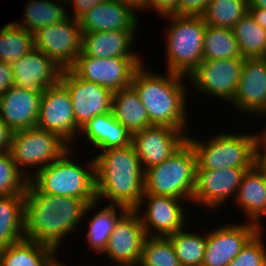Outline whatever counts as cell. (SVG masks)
Wrapping results in <instances>:
<instances>
[{
	"instance_id": "6da1fadb",
	"label": "cell",
	"mask_w": 266,
	"mask_h": 266,
	"mask_svg": "<svg viewBox=\"0 0 266 266\" xmlns=\"http://www.w3.org/2000/svg\"><path fill=\"white\" fill-rule=\"evenodd\" d=\"M24 199V238L48 246L54 251L59 250L64 237L73 232L86 214L99 205L97 200L86 204L77 198L43 193L30 182L27 184Z\"/></svg>"
},
{
	"instance_id": "7a4b0ae2",
	"label": "cell",
	"mask_w": 266,
	"mask_h": 266,
	"mask_svg": "<svg viewBox=\"0 0 266 266\" xmlns=\"http://www.w3.org/2000/svg\"><path fill=\"white\" fill-rule=\"evenodd\" d=\"M95 156L96 200L136 210L144 194V170L133 144Z\"/></svg>"
},
{
	"instance_id": "3957f363",
	"label": "cell",
	"mask_w": 266,
	"mask_h": 266,
	"mask_svg": "<svg viewBox=\"0 0 266 266\" xmlns=\"http://www.w3.org/2000/svg\"><path fill=\"white\" fill-rule=\"evenodd\" d=\"M142 64L134 73L131 85L146 108L152 125H165L185 132L187 126L186 76L167 72L166 76L145 70Z\"/></svg>"
},
{
	"instance_id": "277c9868",
	"label": "cell",
	"mask_w": 266,
	"mask_h": 266,
	"mask_svg": "<svg viewBox=\"0 0 266 266\" xmlns=\"http://www.w3.org/2000/svg\"><path fill=\"white\" fill-rule=\"evenodd\" d=\"M72 146L57 160L40 169L29 182L40 192L60 197L83 200L86 204L96 200L95 159L90 160L87 169L71 159Z\"/></svg>"
},
{
	"instance_id": "5b68a950",
	"label": "cell",
	"mask_w": 266,
	"mask_h": 266,
	"mask_svg": "<svg viewBox=\"0 0 266 266\" xmlns=\"http://www.w3.org/2000/svg\"><path fill=\"white\" fill-rule=\"evenodd\" d=\"M196 167L195 151L186 140L167 160L144 171V194L170 196L192 202Z\"/></svg>"
},
{
	"instance_id": "8992f818",
	"label": "cell",
	"mask_w": 266,
	"mask_h": 266,
	"mask_svg": "<svg viewBox=\"0 0 266 266\" xmlns=\"http://www.w3.org/2000/svg\"><path fill=\"white\" fill-rule=\"evenodd\" d=\"M166 30L167 71L190 76L203 60L205 21L202 15L163 16Z\"/></svg>"
},
{
	"instance_id": "52a82bcc",
	"label": "cell",
	"mask_w": 266,
	"mask_h": 266,
	"mask_svg": "<svg viewBox=\"0 0 266 266\" xmlns=\"http://www.w3.org/2000/svg\"><path fill=\"white\" fill-rule=\"evenodd\" d=\"M259 134L220 133L210 140L187 137L196 154V170L252 168L256 164Z\"/></svg>"
},
{
	"instance_id": "ba28073f",
	"label": "cell",
	"mask_w": 266,
	"mask_h": 266,
	"mask_svg": "<svg viewBox=\"0 0 266 266\" xmlns=\"http://www.w3.org/2000/svg\"><path fill=\"white\" fill-rule=\"evenodd\" d=\"M69 148L70 146L58 135L35 126L14 132L10 154L16 167L30 179ZM29 166L36 168L32 171L33 174L26 171Z\"/></svg>"
},
{
	"instance_id": "9c48e42d",
	"label": "cell",
	"mask_w": 266,
	"mask_h": 266,
	"mask_svg": "<svg viewBox=\"0 0 266 266\" xmlns=\"http://www.w3.org/2000/svg\"><path fill=\"white\" fill-rule=\"evenodd\" d=\"M142 58H97L85 56L77 57L70 68L78 77L112 91H119L131 85L134 73L142 65Z\"/></svg>"
},
{
	"instance_id": "30bf717a",
	"label": "cell",
	"mask_w": 266,
	"mask_h": 266,
	"mask_svg": "<svg viewBox=\"0 0 266 266\" xmlns=\"http://www.w3.org/2000/svg\"><path fill=\"white\" fill-rule=\"evenodd\" d=\"M34 48L52 59L61 69H70L81 53L82 31L79 22L68 15L60 23L33 33Z\"/></svg>"
},
{
	"instance_id": "8fae6325",
	"label": "cell",
	"mask_w": 266,
	"mask_h": 266,
	"mask_svg": "<svg viewBox=\"0 0 266 266\" xmlns=\"http://www.w3.org/2000/svg\"><path fill=\"white\" fill-rule=\"evenodd\" d=\"M36 126L58 135L69 146L80 133L69 91L61 81L42 92Z\"/></svg>"
},
{
	"instance_id": "7c38bea8",
	"label": "cell",
	"mask_w": 266,
	"mask_h": 266,
	"mask_svg": "<svg viewBox=\"0 0 266 266\" xmlns=\"http://www.w3.org/2000/svg\"><path fill=\"white\" fill-rule=\"evenodd\" d=\"M243 57L202 60L188 77L198 93L216 96L231 104L242 72Z\"/></svg>"
},
{
	"instance_id": "4fadbf2b",
	"label": "cell",
	"mask_w": 266,
	"mask_h": 266,
	"mask_svg": "<svg viewBox=\"0 0 266 266\" xmlns=\"http://www.w3.org/2000/svg\"><path fill=\"white\" fill-rule=\"evenodd\" d=\"M60 81L69 91L79 129L95 116L112 111L113 92L109 89L81 79L71 69L62 71Z\"/></svg>"
},
{
	"instance_id": "5bb4252c",
	"label": "cell",
	"mask_w": 266,
	"mask_h": 266,
	"mask_svg": "<svg viewBox=\"0 0 266 266\" xmlns=\"http://www.w3.org/2000/svg\"><path fill=\"white\" fill-rule=\"evenodd\" d=\"M147 234L137 210H127L116 222L102 254L117 266H137Z\"/></svg>"
},
{
	"instance_id": "9a60e30c",
	"label": "cell",
	"mask_w": 266,
	"mask_h": 266,
	"mask_svg": "<svg viewBox=\"0 0 266 266\" xmlns=\"http://www.w3.org/2000/svg\"><path fill=\"white\" fill-rule=\"evenodd\" d=\"M260 229L254 223L244 222L208 231L202 266H228Z\"/></svg>"
},
{
	"instance_id": "2e32d148",
	"label": "cell",
	"mask_w": 266,
	"mask_h": 266,
	"mask_svg": "<svg viewBox=\"0 0 266 266\" xmlns=\"http://www.w3.org/2000/svg\"><path fill=\"white\" fill-rule=\"evenodd\" d=\"M181 130L165 125H152L132 135L136 155L145 171L167 160L187 140Z\"/></svg>"
},
{
	"instance_id": "e0dca14e",
	"label": "cell",
	"mask_w": 266,
	"mask_h": 266,
	"mask_svg": "<svg viewBox=\"0 0 266 266\" xmlns=\"http://www.w3.org/2000/svg\"><path fill=\"white\" fill-rule=\"evenodd\" d=\"M249 169L230 167L222 170H196L192 203L214 210L226 203L230 196L234 199L242 177Z\"/></svg>"
},
{
	"instance_id": "ac0fdd59",
	"label": "cell",
	"mask_w": 266,
	"mask_h": 266,
	"mask_svg": "<svg viewBox=\"0 0 266 266\" xmlns=\"http://www.w3.org/2000/svg\"><path fill=\"white\" fill-rule=\"evenodd\" d=\"M147 200L145 213L140 209ZM185 200L161 195L143 194L138 208L139 217L147 236L167 237L184 228L186 212L180 202ZM183 207V208H182ZM154 233V234H153Z\"/></svg>"
},
{
	"instance_id": "d6986e66",
	"label": "cell",
	"mask_w": 266,
	"mask_h": 266,
	"mask_svg": "<svg viewBox=\"0 0 266 266\" xmlns=\"http://www.w3.org/2000/svg\"><path fill=\"white\" fill-rule=\"evenodd\" d=\"M232 106L247 114L266 112V58H245Z\"/></svg>"
},
{
	"instance_id": "ffe728a7",
	"label": "cell",
	"mask_w": 266,
	"mask_h": 266,
	"mask_svg": "<svg viewBox=\"0 0 266 266\" xmlns=\"http://www.w3.org/2000/svg\"><path fill=\"white\" fill-rule=\"evenodd\" d=\"M11 66L14 85L37 92L57 84L63 71L52 59L35 48Z\"/></svg>"
},
{
	"instance_id": "44dd1931",
	"label": "cell",
	"mask_w": 266,
	"mask_h": 266,
	"mask_svg": "<svg viewBox=\"0 0 266 266\" xmlns=\"http://www.w3.org/2000/svg\"><path fill=\"white\" fill-rule=\"evenodd\" d=\"M42 92L13 85L0 97V118L13 131L35 127Z\"/></svg>"
},
{
	"instance_id": "7402d4cb",
	"label": "cell",
	"mask_w": 266,
	"mask_h": 266,
	"mask_svg": "<svg viewBox=\"0 0 266 266\" xmlns=\"http://www.w3.org/2000/svg\"><path fill=\"white\" fill-rule=\"evenodd\" d=\"M135 11L137 10L127 3L107 0L93 6L78 19V22L82 33L136 30L139 21Z\"/></svg>"
},
{
	"instance_id": "603a6c76",
	"label": "cell",
	"mask_w": 266,
	"mask_h": 266,
	"mask_svg": "<svg viewBox=\"0 0 266 266\" xmlns=\"http://www.w3.org/2000/svg\"><path fill=\"white\" fill-rule=\"evenodd\" d=\"M137 30L98 31L82 33L81 53L97 58H141L131 52Z\"/></svg>"
},
{
	"instance_id": "cb8c5ba5",
	"label": "cell",
	"mask_w": 266,
	"mask_h": 266,
	"mask_svg": "<svg viewBox=\"0 0 266 266\" xmlns=\"http://www.w3.org/2000/svg\"><path fill=\"white\" fill-rule=\"evenodd\" d=\"M235 201L248 222L261 227L260 222L266 215V174L257 164L244 173Z\"/></svg>"
},
{
	"instance_id": "d4e9b609",
	"label": "cell",
	"mask_w": 266,
	"mask_h": 266,
	"mask_svg": "<svg viewBox=\"0 0 266 266\" xmlns=\"http://www.w3.org/2000/svg\"><path fill=\"white\" fill-rule=\"evenodd\" d=\"M80 132L85 133L86 140L101 151L128 146L132 140V135L115 119L112 111L95 116Z\"/></svg>"
},
{
	"instance_id": "484cf974",
	"label": "cell",
	"mask_w": 266,
	"mask_h": 266,
	"mask_svg": "<svg viewBox=\"0 0 266 266\" xmlns=\"http://www.w3.org/2000/svg\"><path fill=\"white\" fill-rule=\"evenodd\" d=\"M112 113L131 135L152 126L146 108L132 85L113 93Z\"/></svg>"
},
{
	"instance_id": "4316f807",
	"label": "cell",
	"mask_w": 266,
	"mask_h": 266,
	"mask_svg": "<svg viewBox=\"0 0 266 266\" xmlns=\"http://www.w3.org/2000/svg\"><path fill=\"white\" fill-rule=\"evenodd\" d=\"M24 196H0V249L24 238Z\"/></svg>"
},
{
	"instance_id": "83f0119b",
	"label": "cell",
	"mask_w": 266,
	"mask_h": 266,
	"mask_svg": "<svg viewBox=\"0 0 266 266\" xmlns=\"http://www.w3.org/2000/svg\"><path fill=\"white\" fill-rule=\"evenodd\" d=\"M52 0H27L23 21L14 22L29 33H34L45 26L57 24L65 20L70 13L66 5ZM66 9V10H65Z\"/></svg>"
},
{
	"instance_id": "f1b7e54d",
	"label": "cell",
	"mask_w": 266,
	"mask_h": 266,
	"mask_svg": "<svg viewBox=\"0 0 266 266\" xmlns=\"http://www.w3.org/2000/svg\"><path fill=\"white\" fill-rule=\"evenodd\" d=\"M53 252L48 246L23 238L0 249V266H43Z\"/></svg>"
},
{
	"instance_id": "f546056e",
	"label": "cell",
	"mask_w": 266,
	"mask_h": 266,
	"mask_svg": "<svg viewBox=\"0 0 266 266\" xmlns=\"http://www.w3.org/2000/svg\"><path fill=\"white\" fill-rule=\"evenodd\" d=\"M232 29L243 58H266V29L249 12Z\"/></svg>"
},
{
	"instance_id": "4dcf8cb0",
	"label": "cell",
	"mask_w": 266,
	"mask_h": 266,
	"mask_svg": "<svg viewBox=\"0 0 266 266\" xmlns=\"http://www.w3.org/2000/svg\"><path fill=\"white\" fill-rule=\"evenodd\" d=\"M242 57L233 29L205 26L203 60H222Z\"/></svg>"
},
{
	"instance_id": "1f68e13d",
	"label": "cell",
	"mask_w": 266,
	"mask_h": 266,
	"mask_svg": "<svg viewBox=\"0 0 266 266\" xmlns=\"http://www.w3.org/2000/svg\"><path fill=\"white\" fill-rule=\"evenodd\" d=\"M119 208V212L116 211ZM123 206L109 204L97 211L88 222L87 240L90 249L102 253L106 248L117 220L127 211ZM118 212V213H117Z\"/></svg>"
},
{
	"instance_id": "d6a6232c",
	"label": "cell",
	"mask_w": 266,
	"mask_h": 266,
	"mask_svg": "<svg viewBox=\"0 0 266 266\" xmlns=\"http://www.w3.org/2000/svg\"><path fill=\"white\" fill-rule=\"evenodd\" d=\"M33 48V34L23 27L13 22L0 29V61L12 64Z\"/></svg>"
},
{
	"instance_id": "836d02e7",
	"label": "cell",
	"mask_w": 266,
	"mask_h": 266,
	"mask_svg": "<svg viewBox=\"0 0 266 266\" xmlns=\"http://www.w3.org/2000/svg\"><path fill=\"white\" fill-rule=\"evenodd\" d=\"M246 13L247 0H209L202 17L206 25L232 29Z\"/></svg>"
},
{
	"instance_id": "e575fe53",
	"label": "cell",
	"mask_w": 266,
	"mask_h": 266,
	"mask_svg": "<svg viewBox=\"0 0 266 266\" xmlns=\"http://www.w3.org/2000/svg\"><path fill=\"white\" fill-rule=\"evenodd\" d=\"M173 244L181 266H202L206 247V234L184 231V228L167 236Z\"/></svg>"
},
{
	"instance_id": "d590c367",
	"label": "cell",
	"mask_w": 266,
	"mask_h": 266,
	"mask_svg": "<svg viewBox=\"0 0 266 266\" xmlns=\"http://www.w3.org/2000/svg\"><path fill=\"white\" fill-rule=\"evenodd\" d=\"M137 266H181L168 237L147 236Z\"/></svg>"
},
{
	"instance_id": "8d00e7d4",
	"label": "cell",
	"mask_w": 266,
	"mask_h": 266,
	"mask_svg": "<svg viewBox=\"0 0 266 266\" xmlns=\"http://www.w3.org/2000/svg\"><path fill=\"white\" fill-rule=\"evenodd\" d=\"M28 182L10 152H0V196H24Z\"/></svg>"
},
{
	"instance_id": "74e56055",
	"label": "cell",
	"mask_w": 266,
	"mask_h": 266,
	"mask_svg": "<svg viewBox=\"0 0 266 266\" xmlns=\"http://www.w3.org/2000/svg\"><path fill=\"white\" fill-rule=\"evenodd\" d=\"M261 230L246 243L228 266H266V246Z\"/></svg>"
},
{
	"instance_id": "f35d334b",
	"label": "cell",
	"mask_w": 266,
	"mask_h": 266,
	"mask_svg": "<svg viewBox=\"0 0 266 266\" xmlns=\"http://www.w3.org/2000/svg\"><path fill=\"white\" fill-rule=\"evenodd\" d=\"M154 9L159 16L179 15V0H142V10Z\"/></svg>"
},
{
	"instance_id": "ab89813d",
	"label": "cell",
	"mask_w": 266,
	"mask_h": 266,
	"mask_svg": "<svg viewBox=\"0 0 266 266\" xmlns=\"http://www.w3.org/2000/svg\"><path fill=\"white\" fill-rule=\"evenodd\" d=\"M209 0H179V15H202Z\"/></svg>"
},
{
	"instance_id": "60d3db41",
	"label": "cell",
	"mask_w": 266,
	"mask_h": 266,
	"mask_svg": "<svg viewBox=\"0 0 266 266\" xmlns=\"http://www.w3.org/2000/svg\"><path fill=\"white\" fill-rule=\"evenodd\" d=\"M14 85L11 64L0 61V97Z\"/></svg>"
},
{
	"instance_id": "b9f144b4",
	"label": "cell",
	"mask_w": 266,
	"mask_h": 266,
	"mask_svg": "<svg viewBox=\"0 0 266 266\" xmlns=\"http://www.w3.org/2000/svg\"><path fill=\"white\" fill-rule=\"evenodd\" d=\"M107 0H70L69 3L73 7L71 18L78 20L82 15H84L88 10L97 4L106 2ZM74 14V15H73Z\"/></svg>"
},
{
	"instance_id": "7bdbcfd3",
	"label": "cell",
	"mask_w": 266,
	"mask_h": 266,
	"mask_svg": "<svg viewBox=\"0 0 266 266\" xmlns=\"http://www.w3.org/2000/svg\"><path fill=\"white\" fill-rule=\"evenodd\" d=\"M14 132L0 118V152H10Z\"/></svg>"
},
{
	"instance_id": "ee69618b",
	"label": "cell",
	"mask_w": 266,
	"mask_h": 266,
	"mask_svg": "<svg viewBox=\"0 0 266 266\" xmlns=\"http://www.w3.org/2000/svg\"><path fill=\"white\" fill-rule=\"evenodd\" d=\"M260 132L261 131H259V136H258V139H257V158H256V164L266 174V137L262 133L260 134Z\"/></svg>"
},
{
	"instance_id": "f6af8a7d",
	"label": "cell",
	"mask_w": 266,
	"mask_h": 266,
	"mask_svg": "<svg viewBox=\"0 0 266 266\" xmlns=\"http://www.w3.org/2000/svg\"><path fill=\"white\" fill-rule=\"evenodd\" d=\"M248 12L262 28L266 29V9L248 7Z\"/></svg>"
},
{
	"instance_id": "bcb514c9",
	"label": "cell",
	"mask_w": 266,
	"mask_h": 266,
	"mask_svg": "<svg viewBox=\"0 0 266 266\" xmlns=\"http://www.w3.org/2000/svg\"><path fill=\"white\" fill-rule=\"evenodd\" d=\"M57 251H54L45 261L43 266H65L62 263L59 262L58 259H56L57 257Z\"/></svg>"
},
{
	"instance_id": "7dc6e473",
	"label": "cell",
	"mask_w": 266,
	"mask_h": 266,
	"mask_svg": "<svg viewBox=\"0 0 266 266\" xmlns=\"http://www.w3.org/2000/svg\"><path fill=\"white\" fill-rule=\"evenodd\" d=\"M115 1L127 3L131 6H133L138 11H139V9H140V11L142 10V0H115Z\"/></svg>"
},
{
	"instance_id": "c3c4849f",
	"label": "cell",
	"mask_w": 266,
	"mask_h": 266,
	"mask_svg": "<svg viewBox=\"0 0 266 266\" xmlns=\"http://www.w3.org/2000/svg\"><path fill=\"white\" fill-rule=\"evenodd\" d=\"M248 7H259L266 9V0H247Z\"/></svg>"
},
{
	"instance_id": "681fc988",
	"label": "cell",
	"mask_w": 266,
	"mask_h": 266,
	"mask_svg": "<svg viewBox=\"0 0 266 266\" xmlns=\"http://www.w3.org/2000/svg\"><path fill=\"white\" fill-rule=\"evenodd\" d=\"M53 1L59 2V3H66L65 5L68 6L70 0H53Z\"/></svg>"
},
{
	"instance_id": "f907efd6",
	"label": "cell",
	"mask_w": 266,
	"mask_h": 266,
	"mask_svg": "<svg viewBox=\"0 0 266 266\" xmlns=\"http://www.w3.org/2000/svg\"><path fill=\"white\" fill-rule=\"evenodd\" d=\"M262 134L266 137V127H265V129H263Z\"/></svg>"
}]
</instances>
